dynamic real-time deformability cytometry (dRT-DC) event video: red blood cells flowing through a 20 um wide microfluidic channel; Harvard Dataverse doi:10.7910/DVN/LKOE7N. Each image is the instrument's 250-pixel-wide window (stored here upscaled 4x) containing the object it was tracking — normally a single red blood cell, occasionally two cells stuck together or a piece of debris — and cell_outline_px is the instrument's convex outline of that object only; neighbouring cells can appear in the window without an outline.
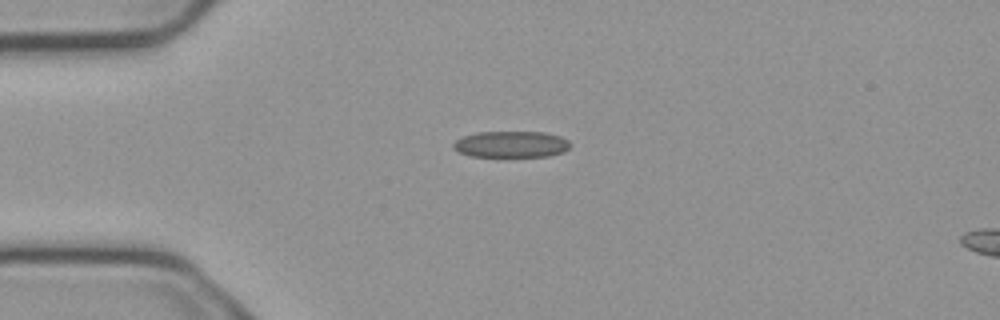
{"species": "common noctule bat (a hibernating species)", "species_latin": "Nyctalus noctula", "temperature_condition": "cold", "stored_images_in_passage": 1, "camera_frame_rate_fps": 3000, "um_per_image_px": 0.085, "animal": {"sex": "male", "body_mass_g": 23.1, "forearm_length_mm": 52.7}, "frame": {"image": 1, "passage_image": 1, "time_ms": 0.0, "image_size_px": [1000, 320], "cell_outline_px": [[568, 148], [564, 152], [548, 156], [472, 156], [460, 152], [452, 148], [452, 144], [456, 140], [464, 136], [476, 132], [544, 132], [560, 136], [568, 140]], "centroid_in_image_um": [43.43, 12.26], "position_along_channel_um": 41.6, "area_um2": 17.8}}